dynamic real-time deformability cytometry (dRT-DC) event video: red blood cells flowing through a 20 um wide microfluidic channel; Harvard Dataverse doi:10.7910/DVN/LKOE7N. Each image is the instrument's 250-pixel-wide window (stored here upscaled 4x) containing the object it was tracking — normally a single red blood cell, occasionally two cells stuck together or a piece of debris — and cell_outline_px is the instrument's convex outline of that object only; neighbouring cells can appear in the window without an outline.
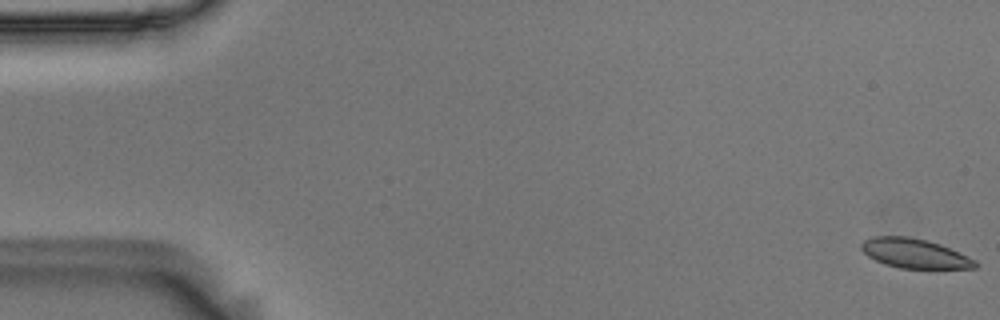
{"species": "Egyptian fruit bat (a non-hibernating species)", "species_latin": "Rousettus aegyptiacus", "temperature_condition": "room temperature", "stored_images_in_passage": 58, "camera_frame_rate_fps": 3000, "um_per_image_px": 0.085, "animal": {"sex": "male"}, "frame": {"image": 1, "passage_image": 1, "time_ms": 0.0, "image_size_px": [1000, 320], "cell_outline_px": [[980, 264], [976, 268], [900, 268], [884, 264], [868, 256], [860, 248], [860, 244], [864, 240], [872, 236], [908, 236], [928, 240], [940, 244], [968, 256], [976, 260]], "centroid_in_image_um": [77.74, 21.53], "position_along_channel_um": 7.3, "area_um2": 19.65}}
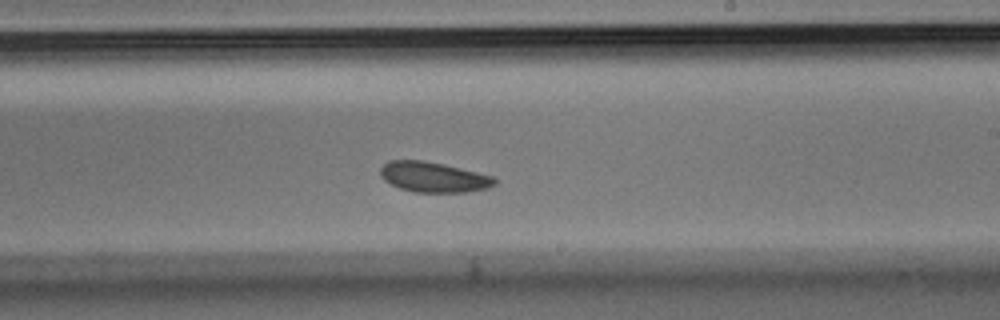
{"frame": {"image": 2, "passage_image": 34, "time_ms": 11.0, "image_size_px": [1000, 320], "cell_outline_px": [[496, 184], [488, 188], [468, 192], [412, 192], [400, 188], [384, 180], [380, 176], [380, 168], [388, 160], [424, 160], [444, 164], [492, 176], [496, 180]], "centroid_in_image_um": [36.83, 15.05], "position_along_channel_um": 252.2, "area_um2": 20.17}}
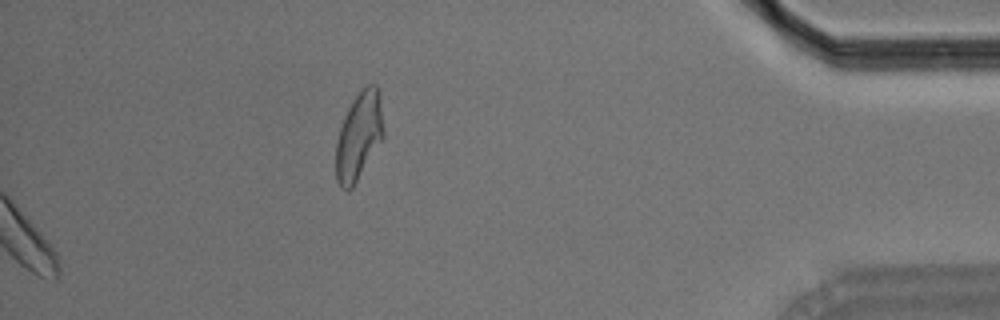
{"frame": {"image": 3, "passage_image": 58, "time_ms": 19.0, "image_size_px": [1000, 320], "cell_outline_px": [[384, 136], [352, 188], [348, 192], [340, 188], [336, 180], [336, 140], [344, 116], [352, 100], [368, 84], [376, 84], [380, 92], [384, 132]], "centroid_in_image_um": [30.5, 11.57], "position_along_channel_um": 404.7, "area_um2": 24.33}, "authors_computed_cell_mechanics": {"area_um2": 20.9236, "velocity_mm_per_s": 3.5573, "shape_relaxation_time_tau1_ms": 2.9372, "shape_relaxation_time_tau2_ms": null, "deformation_change_tau1": 0.0549, "deformation_change_tau2": null}}